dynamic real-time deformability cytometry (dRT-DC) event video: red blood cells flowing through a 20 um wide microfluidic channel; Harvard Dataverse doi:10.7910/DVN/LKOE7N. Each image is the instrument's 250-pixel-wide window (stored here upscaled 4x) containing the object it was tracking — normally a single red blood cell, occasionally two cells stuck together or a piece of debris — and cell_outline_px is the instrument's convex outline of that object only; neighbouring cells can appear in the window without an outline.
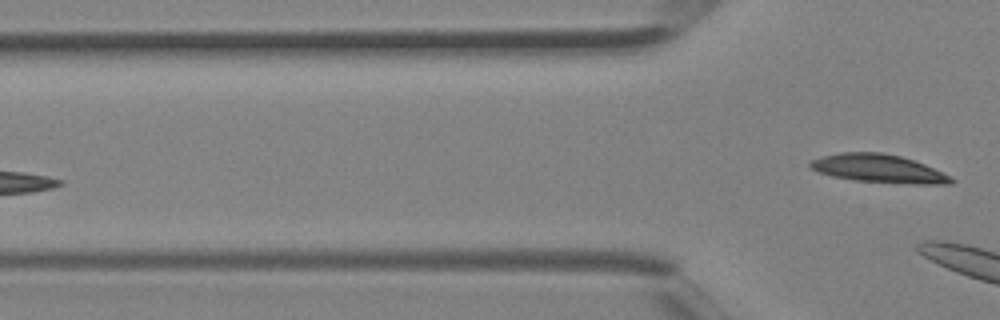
{"species": "Egyptian fruit bat (a non-hibernating species)", "species_latin": "Rousettus aegyptiacus", "temperature_condition": "room temperature", "stored_images_in_passage": 3, "camera_frame_rate_fps": 3000, "um_per_image_px": 0.085, "animal": {"sex": "female"}, "frame": {"image": 1, "passage_image": 3, "time_ms": 0.667, "image_size_px": [1000, 320], "cell_outline_px": [[956, 180], [952, 184], [912, 184], [856, 180], [832, 176], [816, 172], [808, 164], [812, 160], [820, 156], [840, 152], [880, 152], [900, 156], [924, 164], [952, 176]], "centroid_in_image_um": [74.69, 14.33], "position_along_channel_um": 51.1, "area_um2": 23.24}}